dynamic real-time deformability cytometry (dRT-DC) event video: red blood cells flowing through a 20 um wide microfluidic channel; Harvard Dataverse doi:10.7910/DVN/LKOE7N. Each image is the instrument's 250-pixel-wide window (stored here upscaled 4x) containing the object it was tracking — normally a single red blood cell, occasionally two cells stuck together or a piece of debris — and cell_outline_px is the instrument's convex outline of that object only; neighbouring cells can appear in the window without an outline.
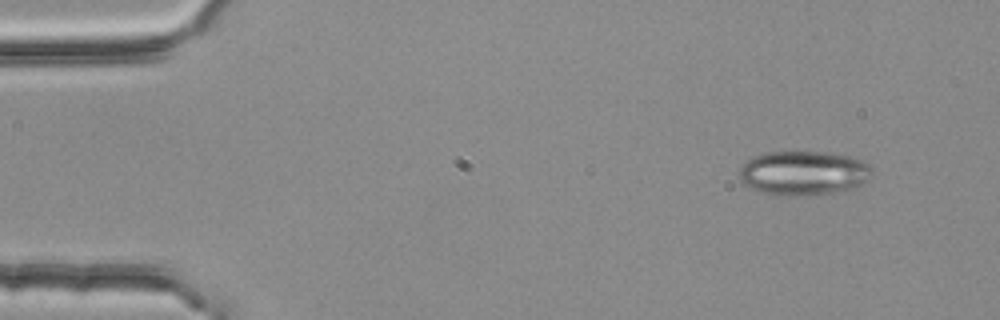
{"species": "common noctule bat (a hibernating species)", "species_latin": "Nyctalus noctula", "temperature_condition": "room temperature", "stored_images_in_passage": 5, "camera_frame_rate_fps": 3000, "um_per_image_px": 0.085, "animal": {"sex": "female", "body_mass_g": 25.1}, "frame": {"image": 1, "passage_image": 1, "time_ms": 0.0, "image_size_px": [1000, 320], "cell_outline_px": [[872, 172], [868, 180], [852, 188], [832, 192], [804, 196], [776, 196], [760, 192], [748, 188], [740, 180], [740, 168], [752, 156], [764, 152], [828, 152], [852, 156], [868, 164], [872, 168]], "centroid_in_image_um": [68.26, 14.71], "position_along_channel_um": 16.7, "area_um2": 34.56}}